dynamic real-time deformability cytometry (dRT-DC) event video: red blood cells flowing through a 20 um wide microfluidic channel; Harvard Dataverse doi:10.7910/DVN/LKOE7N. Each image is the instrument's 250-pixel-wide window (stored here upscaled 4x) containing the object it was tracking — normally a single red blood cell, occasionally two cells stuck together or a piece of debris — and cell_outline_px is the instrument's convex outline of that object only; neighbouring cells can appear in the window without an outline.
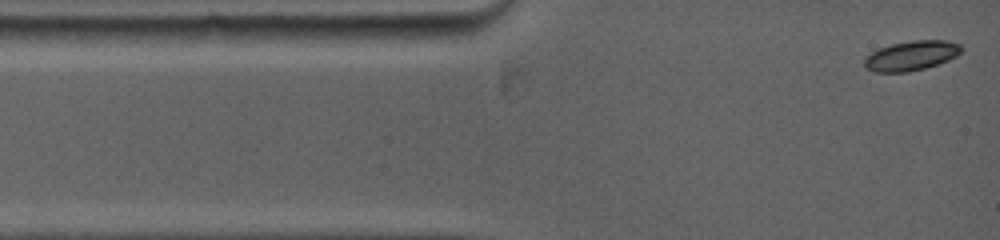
{"species": "common noctule bat (a hibernating species)", "species_latin": "Nyctalus noctula", "temperature_condition": "warm", "stored_images_in_passage": 36, "camera_frame_rate_fps": 5000, "um_per_image_px": 0.085, "animal": {"sex": "female", "body_mass_g": 19.0, "forearm_length_mm": 53.3}, "frame": {"image": 1, "passage_image": 1, "time_ms": 0.0, "image_size_px": [1000, 240], "cell_outline_px": [[964, 48], [956, 56], [948, 60], [924, 68], [908, 72], [876, 72], [868, 68], [864, 64], [864, 60], [872, 52], [880, 48], [892, 44], [912, 40], [948, 40], [960, 44]], "centroid_in_image_um": [77.5, 4.72], "position_along_channel_um": 7.5, "area_um2": 16.59}}
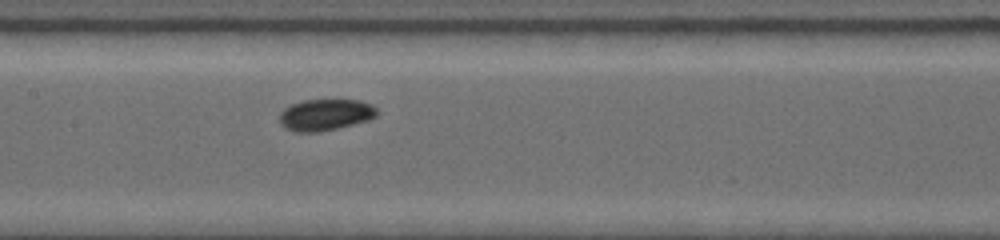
{"frame": {"image": 2, "passage_image": 16, "time_ms": 5.6, "image_size_px": [1000, 240], "cell_outline_px": [[376, 116], [368, 120], [336, 128], [316, 132], [296, 132], [280, 124], [280, 112], [284, 108], [292, 104], [304, 100], [360, 100], [372, 104], [376, 108]], "centroid_in_image_um": [27.65, 9.74], "position_along_channel_um": 179.8, "area_um2": 17.63}}
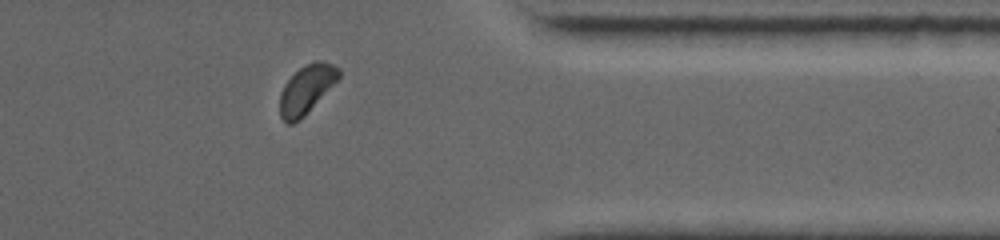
{"frame": {"image": 3, "passage_image": 31, "time_ms": 11.2, "image_size_px": [1000, 240], "cell_outline_px": [[340, 76], [304, 116], [300, 120], [292, 124], [288, 124], [280, 116], [280, 92], [284, 84], [300, 68], [316, 60], [324, 60], [340, 68]], "centroid_in_image_um": [26.04, 7.59], "position_along_channel_um": 385.4, "area_um2": 16.36}, "authors_computed_cell_mechanics": {"area_um2": 16.9354, "velocity_mm_per_s": 3.8923, "shape_relaxation_time_tau1_ms": null, "shape_relaxation_time_tau2_ms": 9.3377, "deformation_change_tau1": null, "deformation_change_tau2": 0.084}}